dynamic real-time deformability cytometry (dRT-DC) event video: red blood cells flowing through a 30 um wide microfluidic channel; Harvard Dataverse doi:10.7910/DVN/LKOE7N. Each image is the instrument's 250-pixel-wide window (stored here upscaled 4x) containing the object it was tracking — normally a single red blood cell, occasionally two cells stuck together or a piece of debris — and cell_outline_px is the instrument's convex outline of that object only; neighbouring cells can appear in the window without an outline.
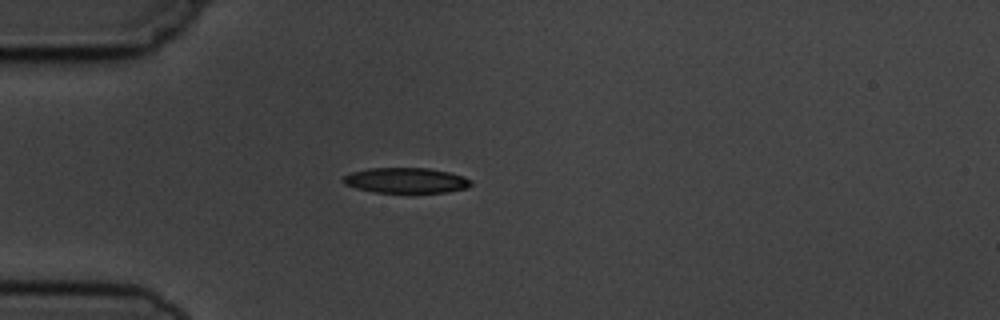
{"species": "common noctule bat (a hibernating species)", "species_latin": "Nyctalus noctula", "temperature_condition": "cold", "stored_images_in_passage": 5, "camera_frame_rate_fps": 3000, "um_per_image_px": 0.085, "animal": {"sex": "male", "body_mass_g": 19.5, "forearm_length_mm": 54.6}, "frame": {"image": 1, "passage_image": 4, "time_ms": 3.667, "image_size_px": [1000, 320], "cell_outline_px": [[472, 184], [468, 188], [448, 192], [376, 192], [356, 188], [344, 184], [340, 180], [344, 176], [352, 172], [368, 168], [428, 168], [448, 172], [464, 176], [472, 180]], "centroid_in_image_um": [34.52, 15.33], "position_along_channel_um": 50.5, "area_um2": 18.9}}